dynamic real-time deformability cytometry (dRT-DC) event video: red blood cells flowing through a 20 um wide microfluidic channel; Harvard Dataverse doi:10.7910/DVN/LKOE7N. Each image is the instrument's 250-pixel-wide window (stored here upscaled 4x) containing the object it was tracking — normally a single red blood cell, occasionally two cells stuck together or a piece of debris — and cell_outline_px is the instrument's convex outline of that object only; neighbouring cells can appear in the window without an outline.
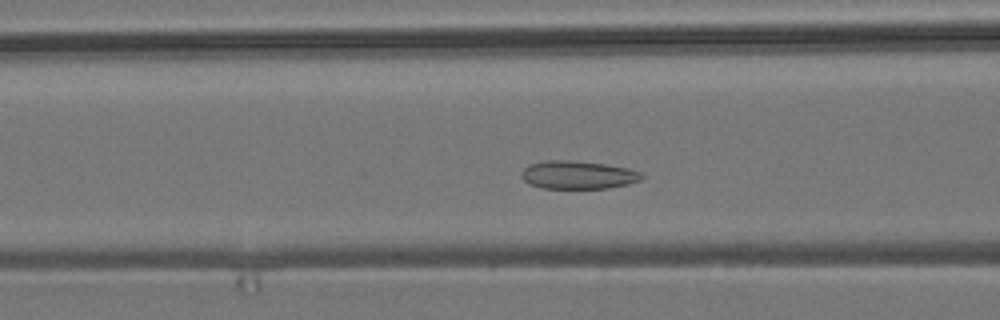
{"species": "common noctule bat (a hibernating species)", "species_latin": "Nyctalus noctula", "temperature_condition": "room temperature", "stored_images_in_passage": 51, "camera_frame_rate_fps": 3000, "um_per_image_px": 0.085, "animal": {"sex": "male", "body_mass_g": 19.2, "forearm_length_mm": 51.8}, "frame": {"image": 1, "passage_image": 17, "time_ms": 5.333, "image_size_px": [1000, 320], "cell_outline_px": [[644, 176], [640, 180], [628, 184], [608, 188], [540, 188], [528, 184], [520, 176], [520, 172], [524, 168], [532, 164], [544, 160], [572, 160], [604, 164], [628, 168], [640, 172]], "centroid_in_image_um": [49.09, 14.87], "position_along_channel_um": 117.5, "area_um2": 19.77}}
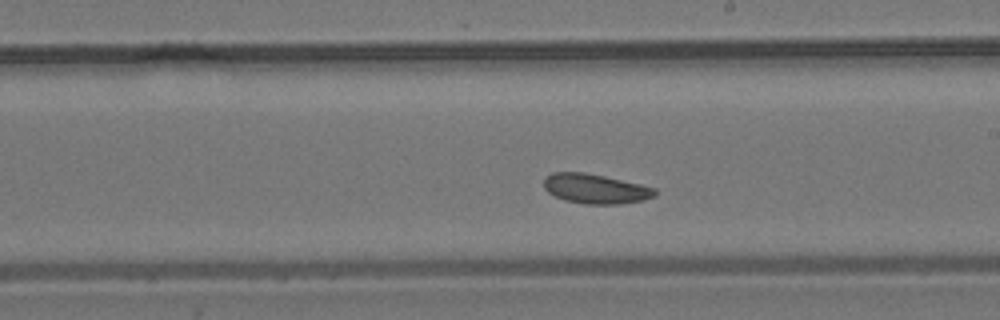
{"frame": {"image": 2, "passage_image": 27, "time_ms": 8.667, "image_size_px": [1000, 320], "cell_outline_px": [[656, 196], [644, 200], [620, 204], [584, 204], [564, 200], [548, 192], [544, 188], [544, 176], [552, 172], [584, 172], [604, 176], [640, 184], [656, 188]], "centroid_in_image_um": [50.6, 16.04], "position_along_channel_um": 238.4, "area_um2": 19.31}}
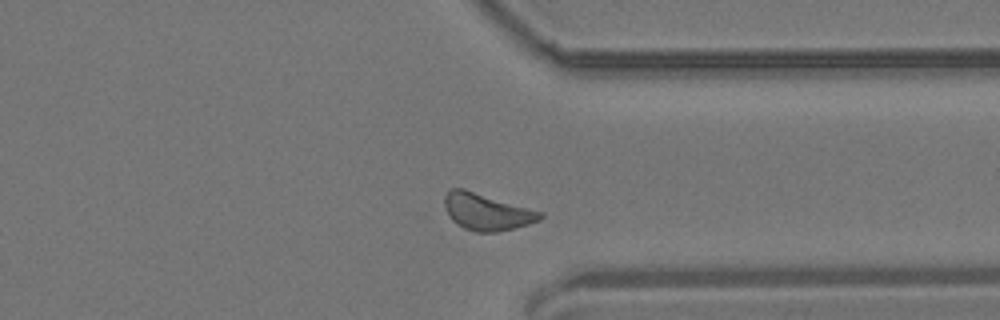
{"frame": {"image": 3, "passage_image": 38, "time_ms": 12.333, "image_size_px": [1000, 320], "cell_outline_px": [[544, 216], [540, 220], [528, 224], [496, 232], [476, 232], [464, 228], [456, 224], [452, 220], [444, 208], [444, 196], [452, 188], [464, 188], [544, 212]], "centroid_in_image_um": [41.37, 17.99], "position_along_channel_um": 370.0, "area_um2": 20.58}}